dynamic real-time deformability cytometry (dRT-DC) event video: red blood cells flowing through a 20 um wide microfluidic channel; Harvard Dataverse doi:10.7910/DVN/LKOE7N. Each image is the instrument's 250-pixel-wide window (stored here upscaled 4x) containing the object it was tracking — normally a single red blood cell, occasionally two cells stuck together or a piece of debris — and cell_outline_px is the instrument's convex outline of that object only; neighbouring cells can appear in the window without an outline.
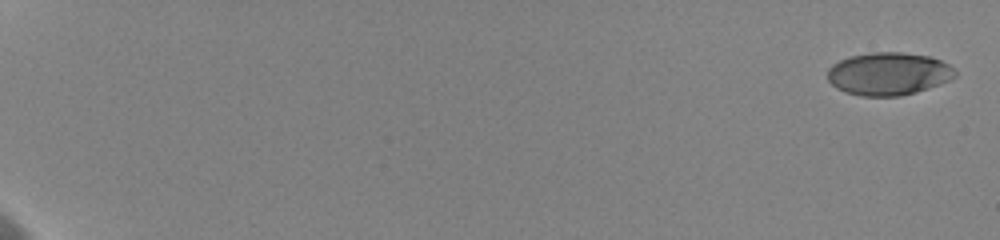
{"species": "human", "species_latin": "Homo sapiens", "temperature_condition": "cold", "stored_images_in_passage": 26, "camera_frame_rate_fps": 3000, "um_per_image_px": 0.085, "donor": {"sex": "female"}, "frame": {"image": 1, "passage_image": 1, "time_ms": 0.0, "image_size_px": [1000, 240], "cell_outline_px": [[956, 76], [940, 84], [916, 92], [900, 96], [860, 96], [844, 92], [836, 88], [828, 80], [828, 68], [832, 64], [848, 56], [872, 52], [904, 52], [932, 56], [948, 64], [956, 72]], "centroid_in_image_um": [75.5, 6.26], "position_along_channel_um": 9.5, "area_um2": 32.02}}
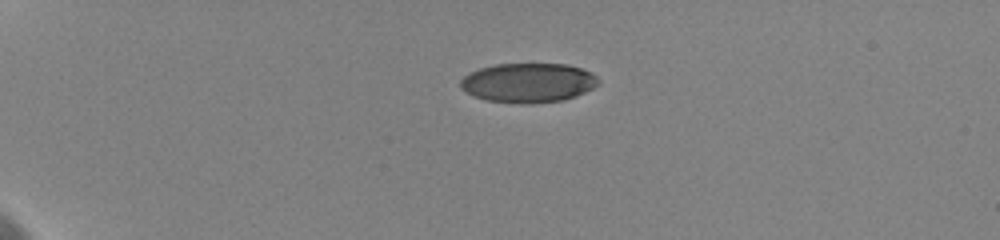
{"frame": {"image": 2, "passage_image": 8, "time_ms": 5.0, "image_size_px": [1000, 240], "cell_outline_px": [[600, 84], [576, 96], [564, 100], [528, 104], [520, 104], [488, 100], [472, 96], [460, 88], [460, 80], [468, 72], [480, 68], [496, 64], [568, 64], [592, 72], [600, 80]], "centroid_in_image_um": [44.9, 7.04], "position_along_channel_um": 40.1, "area_um2": 31.96}}